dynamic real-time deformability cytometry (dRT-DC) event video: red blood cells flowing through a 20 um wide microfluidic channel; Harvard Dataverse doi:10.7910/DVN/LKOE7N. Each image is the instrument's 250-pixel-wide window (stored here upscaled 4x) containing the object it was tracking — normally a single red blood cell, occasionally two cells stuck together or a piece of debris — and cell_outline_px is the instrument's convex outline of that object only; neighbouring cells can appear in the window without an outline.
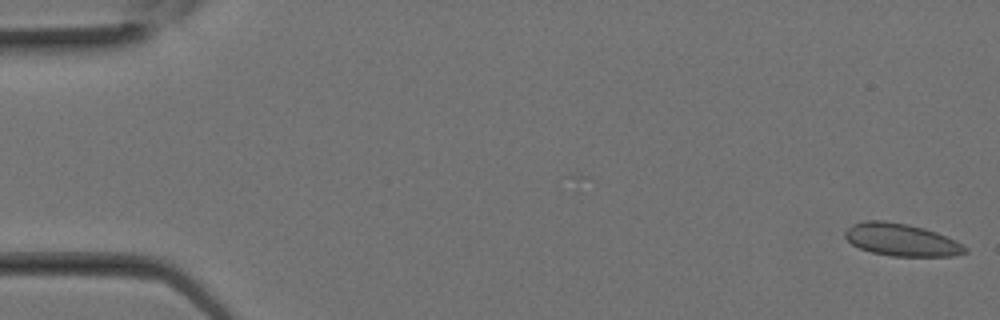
{"species": "Egyptian fruit bat (a non-hibernating species)", "species_latin": "Rousettus aegyptiacus", "temperature_condition": "room temperature", "stored_images_in_passage": 10, "camera_frame_rate_fps": 3000, "um_per_image_px": 0.085, "animal": {"sex": "female"}, "frame": {"image": 1, "passage_image": 1, "time_ms": 0.0, "image_size_px": [1000, 320], "cell_outline_px": [[968, 252], [956, 256], [892, 256], [872, 252], [860, 248], [852, 244], [844, 236], [844, 232], [852, 224], [864, 220], [884, 220], [908, 224], [924, 228], [936, 232], [956, 240], [968, 248]], "centroid_in_image_um": [76.64, 20.38], "position_along_channel_um": 8.4, "area_um2": 22.83}}
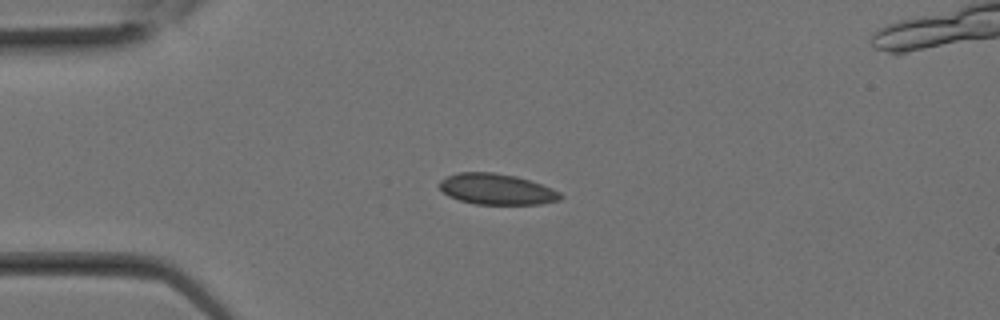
{"frame": {"image": 2, "passage_image": 7, "time_ms": 2.0, "image_size_px": [1000, 320], "cell_outline_px": [[564, 196], [560, 200], [540, 204], [476, 204], [460, 200], [448, 196], [436, 184], [440, 180], [456, 172], [492, 172], [516, 176], [552, 188], [560, 192]], "centroid_in_image_um": [42.2, 16.08], "position_along_channel_um": 42.8, "area_um2": 21.79}}
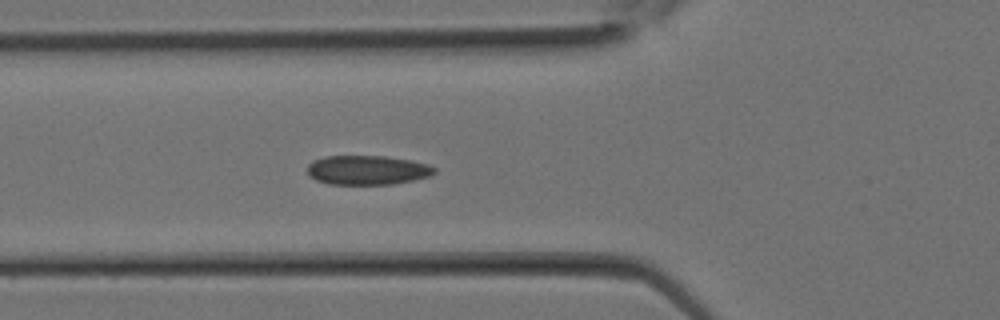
{"frame": {"image": 3, "passage_image": 10, "time_ms": 3.0, "image_size_px": [1000, 320], "cell_outline_px": [[436, 172], [428, 176], [412, 180], [392, 184], [328, 184], [316, 180], [308, 176], [308, 164], [312, 160], [324, 156], [384, 156], [408, 160], [428, 164], [436, 168]], "centroid_in_image_um": [31.18, 14.45], "position_along_channel_um": 94.6, "area_um2": 21.68}}